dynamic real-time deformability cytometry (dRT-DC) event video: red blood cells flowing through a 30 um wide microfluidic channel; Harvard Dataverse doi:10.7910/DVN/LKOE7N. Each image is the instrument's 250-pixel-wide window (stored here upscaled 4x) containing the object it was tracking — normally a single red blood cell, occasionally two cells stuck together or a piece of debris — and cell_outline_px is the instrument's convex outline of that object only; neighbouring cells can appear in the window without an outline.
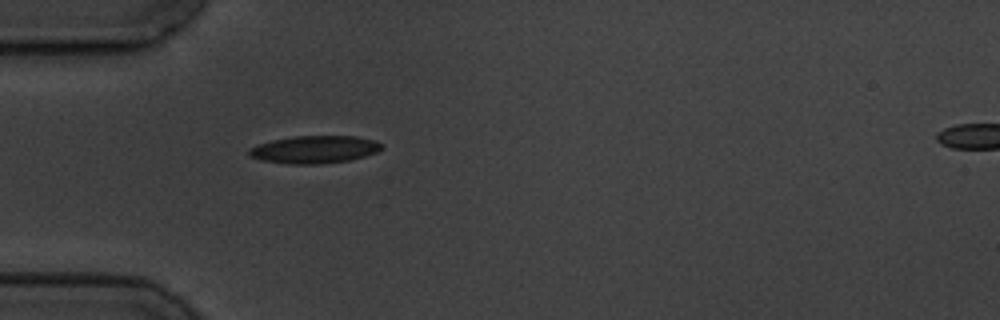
{"species": "common noctule bat (a hibernating species)", "species_latin": "Nyctalus noctula", "temperature_condition": "cold", "stored_images_in_passage": 2, "segment_of_instrument_passage": [1, 2], "camera_frame_rate_fps": 3000, "um_per_image_px": 0.085, "animal": {"sex": "male", "body_mass_g": 19.5, "forearm_length_mm": 54.6}, "frame": {"image": 1, "passage_image": 1, "time_ms": 0.0, "image_size_px": [1000, 320], "cell_outline_px": [[384, 148], [376, 152], [364, 156], [348, 160], [320, 164], [288, 164], [264, 160], [248, 156], [248, 148], [256, 144], [272, 140], [296, 136], [356, 136], [376, 140], [384, 144]], "centroid_in_image_um": [26.74, 12.7], "position_along_channel_um": 58.3, "area_um2": 21.44}}